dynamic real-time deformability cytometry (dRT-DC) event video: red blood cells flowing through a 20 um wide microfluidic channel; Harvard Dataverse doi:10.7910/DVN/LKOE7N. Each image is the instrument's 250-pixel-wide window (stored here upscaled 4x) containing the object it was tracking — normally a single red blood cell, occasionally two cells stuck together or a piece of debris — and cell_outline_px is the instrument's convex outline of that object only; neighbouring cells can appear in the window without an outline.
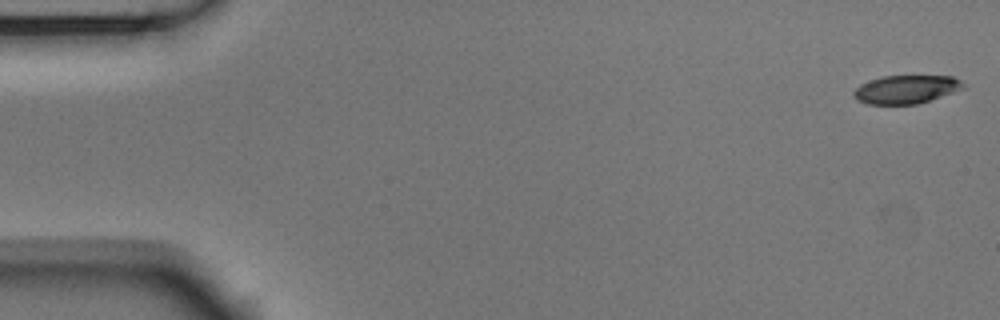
{"species": "Egyptian fruit bat (a non-hibernating species)", "species_latin": "Rousettus aegyptiacus", "temperature_condition": "room temperature", "stored_images_in_passage": 53, "camera_frame_rate_fps": 3000, "um_per_image_px": 0.085, "animal": {"sex": "male"}, "frame": {"image": 1, "passage_image": 1, "time_ms": 0.0, "image_size_px": [1000, 320], "cell_outline_px": [[964, 88], [916, 104], [868, 104], [856, 100], [852, 96], [852, 92], [860, 84], [880, 76], [952, 76], [960, 80], [964, 84]], "centroid_in_image_um": [76.95, 7.59], "position_along_channel_um": 8.0, "area_um2": 17.98}}
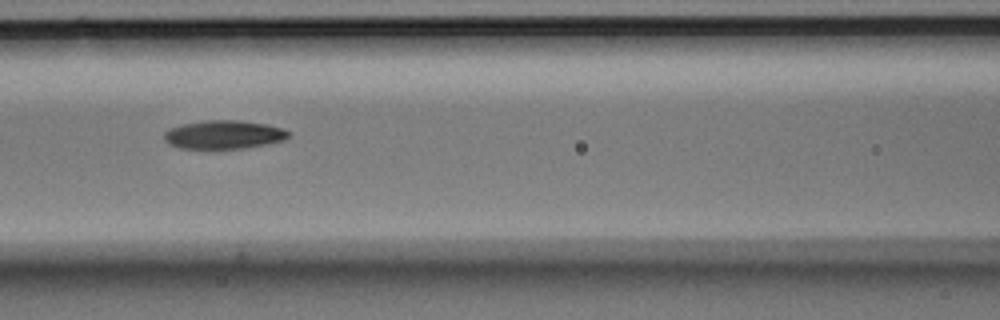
{"frame": {"image": 2, "passage_image": 23, "time_ms": 7.333, "image_size_px": [1000, 320], "cell_outline_px": [[288, 136], [284, 140], [268, 144], [244, 148], [180, 148], [168, 144], [164, 140], [164, 132], [168, 128], [180, 124], [204, 120], [236, 120], [264, 124], [284, 128], [288, 132]], "centroid_in_image_um": [18.97, 11.44], "position_along_channel_um": 147.6, "area_um2": 20.69}}
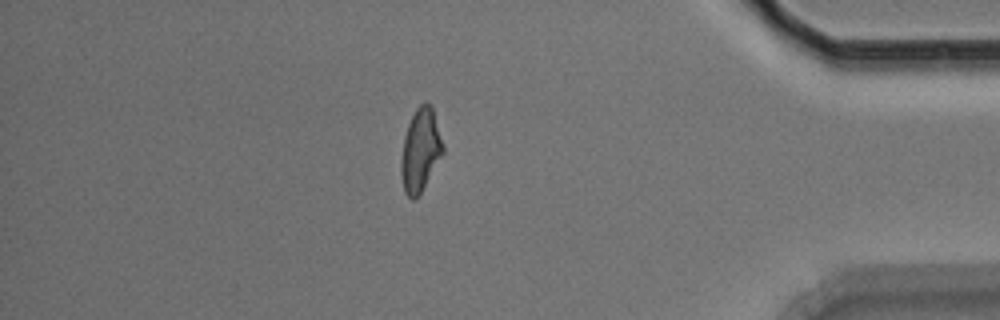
{"frame": {"image": 3, "passage_image": 46, "time_ms": 15.0, "image_size_px": [1000, 320], "cell_outline_px": [[444, 152], [420, 192], [412, 200], [404, 192], [400, 172], [400, 160], [404, 136], [408, 124], [416, 108], [420, 104], [428, 104], [432, 108], [444, 148]], "centroid_in_image_um": [35.7, 12.78], "position_along_channel_um": 399.5, "area_um2": 19.77}, "authors_computed_cell_mechanics": {"area_um2": 20.4612, "velocity_mm_per_s": 3.7592, "shape_relaxation_time_tau1_ms": 3.5796, "shape_relaxation_time_tau2_ms": 5.6623, "deformation_change_tau1": 0.1509, "deformation_change_tau2": 0.1365}}